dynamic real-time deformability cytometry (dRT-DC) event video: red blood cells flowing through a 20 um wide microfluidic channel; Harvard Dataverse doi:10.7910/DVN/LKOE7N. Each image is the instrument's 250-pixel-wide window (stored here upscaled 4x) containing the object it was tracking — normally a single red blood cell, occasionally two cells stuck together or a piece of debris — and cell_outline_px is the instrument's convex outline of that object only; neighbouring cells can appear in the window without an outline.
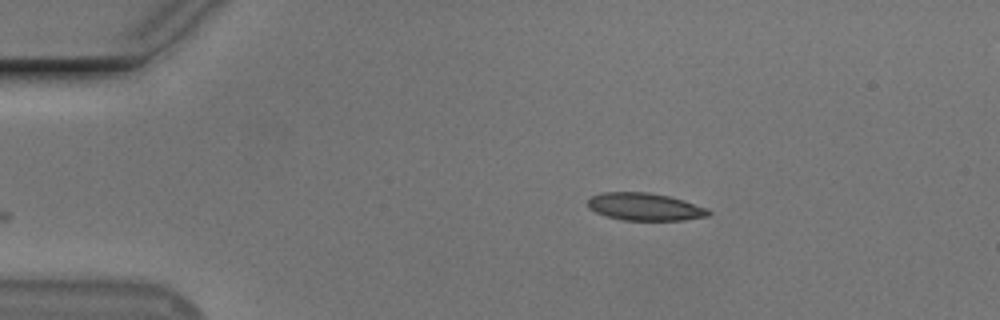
{"species": "Egyptian fruit bat (a non-hibernating species)", "species_latin": "Rousettus aegyptiacus", "temperature_condition": "cold", "stored_images_in_passage": 5, "camera_frame_rate_fps": 3000, "um_per_image_px": 0.085, "animal": {"sex": "male"}, "frame": {"image": 1, "passage_image": 1, "time_ms": 0.0, "image_size_px": [1000, 320], "cell_outline_px": [[712, 212], [708, 216], [684, 220], [624, 220], [604, 216], [588, 208], [588, 200], [592, 196], [600, 192], [648, 192], [668, 196], [684, 200], [708, 208]], "centroid_in_image_um": [54.81, 17.57], "position_along_channel_um": 30.2, "area_um2": 19.48}}